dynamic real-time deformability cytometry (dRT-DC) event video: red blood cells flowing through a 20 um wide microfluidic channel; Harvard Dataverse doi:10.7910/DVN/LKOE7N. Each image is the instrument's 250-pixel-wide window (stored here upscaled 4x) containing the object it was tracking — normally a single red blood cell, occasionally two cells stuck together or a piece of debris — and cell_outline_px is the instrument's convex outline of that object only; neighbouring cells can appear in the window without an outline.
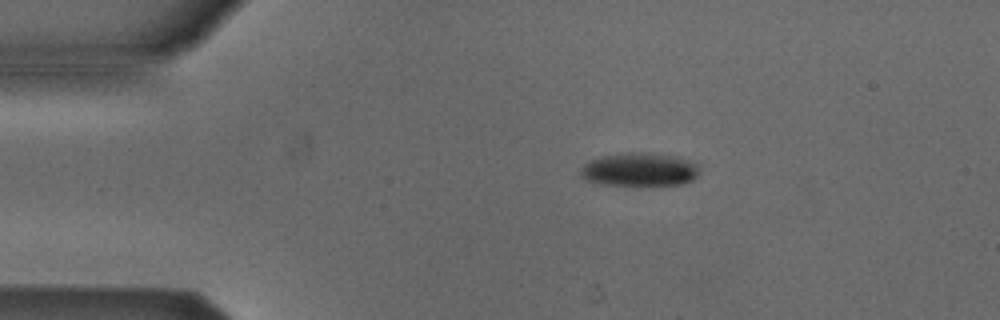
{"species": "Egyptian fruit bat (a non-hibernating species)", "species_latin": "Rousettus aegyptiacus", "temperature_condition": "cold", "stored_images_in_passage": 44, "camera_frame_rate_fps": 3000, "um_per_image_px": 0.085, "animal": {"sex": "male"}, "frame": {"image": 1, "passage_image": 1, "time_ms": 0.0, "image_size_px": [1000, 320], "cell_outline_px": [[700, 172], [692, 180], [684, 184], [604, 184], [588, 180], [580, 176], [580, 172], [584, 164], [592, 160], [604, 156], [636, 152], [644, 152], [680, 156], [700, 164]], "centroid_in_image_um": [54.46, 14.39], "position_along_channel_um": 30.5, "area_um2": 22.89}}
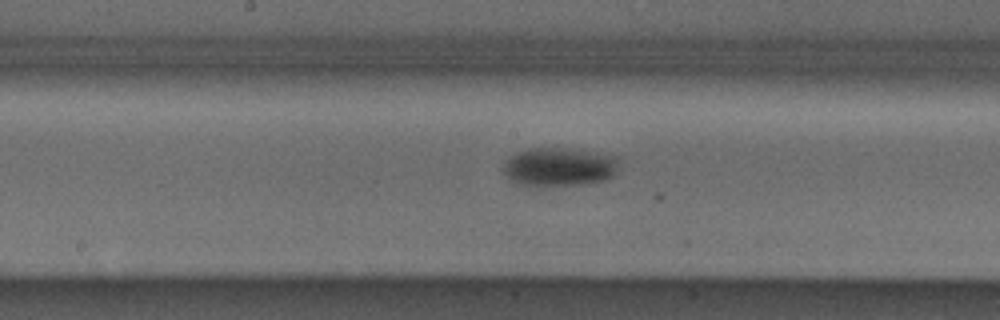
{"frame": {"image": 2, "passage_image": 18, "time_ms": 5.667, "image_size_px": [1000, 320], "cell_outline_px": [[616, 172], [612, 176], [604, 180], [584, 184], [520, 184], [508, 180], [504, 172], [504, 164], [512, 156], [528, 148], [564, 148], [616, 156]], "centroid_in_image_um": [47.52, 14.17], "position_along_channel_um": 200.7, "area_um2": 25.14}}
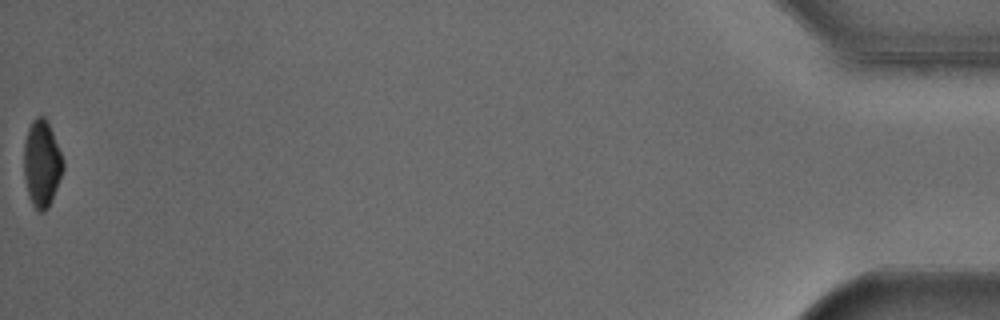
{"frame": {"image": 3, "passage_image": 44, "time_ms": 14.333, "image_size_px": [1000, 320], "cell_outline_px": [[64, 168], [52, 200], [48, 208], [44, 212], [40, 212], [32, 204], [28, 196], [24, 176], [24, 140], [28, 128], [32, 120], [36, 116], [44, 116], [52, 132], [64, 160]], "centroid_in_image_um": [3.55, 13.91], "position_along_channel_um": 431.7, "area_um2": 19.83}, "authors_computed_cell_mechanics": {"area_um2": 24.7384, "velocity_mm_per_s": 3.8805, "shape_relaxation_time_tau1_ms": 3.9897, "shape_relaxation_time_tau2_ms": null, "deformation_change_tau1": 0.1093, "deformation_change_tau2": null}}